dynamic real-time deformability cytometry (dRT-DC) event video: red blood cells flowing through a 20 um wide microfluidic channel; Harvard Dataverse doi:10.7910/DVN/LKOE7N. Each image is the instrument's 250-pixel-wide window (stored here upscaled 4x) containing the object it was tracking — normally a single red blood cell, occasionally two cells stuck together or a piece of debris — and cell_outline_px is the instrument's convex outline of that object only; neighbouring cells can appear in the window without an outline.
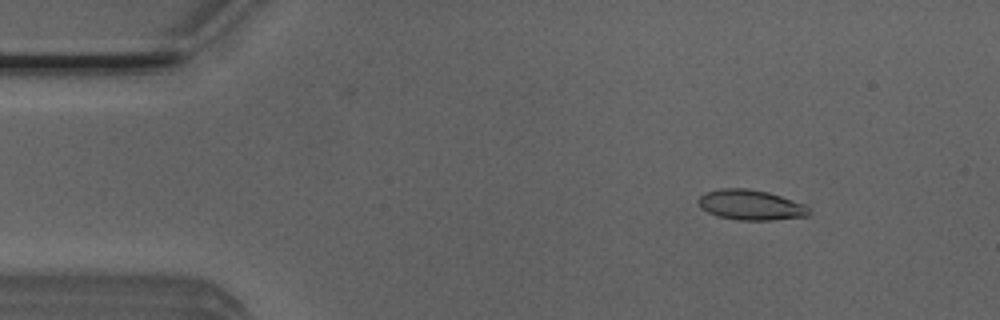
{"species": "Egyptian fruit bat (a non-hibernating species)", "species_latin": "Rousettus aegyptiacus", "temperature_condition": "room temperature", "stored_images_in_passage": 51, "camera_frame_rate_fps": 3000, "um_per_image_px": 0.085, "animal": {"sex": "male"}, "frame": {"image": 1, "passage_image": 5, "time_ms": 1.333, "image_size_px": [1000, 320], "cell_outline_px": [[812, 212], [808, 216], [772, 220], [736, 220], [716, 216], [700, 208], [696, 200], [700, 196], [708, 192], [720, 188], [748, 188], [768, 192], [804, 204]], "centroid_in_image_um": [63.79, 17.43], "position_along_channel_um": 21.2, "area_um2": 19.59}}
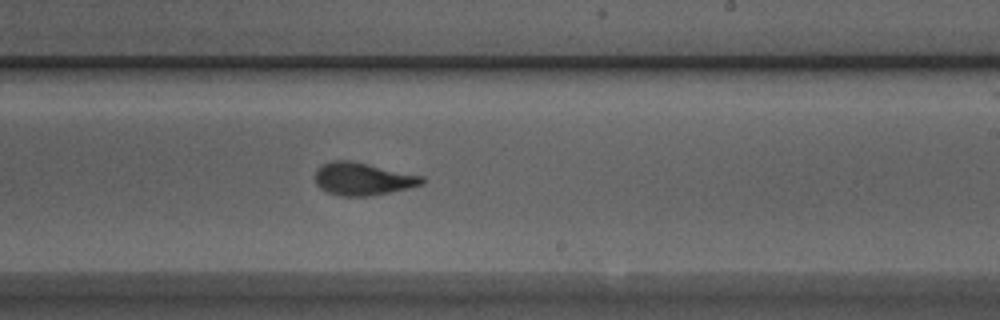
{"frame": {"image": 2, "passage_image": 29, "time_ms": 9.333, "image_size_px": [1000, 320], "cell_outline_px": [[424, 184], [408, 188], [372, 196], [340, 196], [328, 192], [320, 188], [316, 184], [316, 168], [320, 164], [332, 160], [352, 160], [424, 176]], "centroid_in_image_um": [30.83, 15.19], "position_along_channel_um": 258.2, "area_um2": 20.58}}
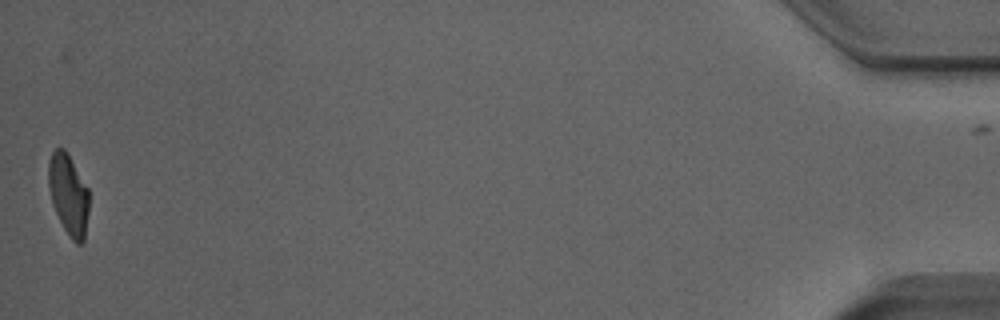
{"frame": {"image": 3, "passage_image": 50, "time_ms": 16.333, "image_size_px": [1000, 320], "cell_outline_px": [[88, 212], [84, 240], [80, 244], [76, 244], [72, 240], [64, 228], [52, 204], [48, 184], [48, 160], [52, 152], [56, 148], [64, 148], [68, 152], [88, 188]], "centroid_in_image_um": [5.81, 16.49], "position_along_channel_um": 429.4, "area_um2": 19.13}, "authors_computed_cell_mechanics": {"area_um2": 20.1144, "velocity_mm_per_s": 3.9156, "shape_relaxation_time_tau1_ms": 4.0446, "shape_relaxation_time_tau2_ms": 1.1891, "deformation_change_tau1": 0.1589, "deformation_change_tau2": 0.0805}}